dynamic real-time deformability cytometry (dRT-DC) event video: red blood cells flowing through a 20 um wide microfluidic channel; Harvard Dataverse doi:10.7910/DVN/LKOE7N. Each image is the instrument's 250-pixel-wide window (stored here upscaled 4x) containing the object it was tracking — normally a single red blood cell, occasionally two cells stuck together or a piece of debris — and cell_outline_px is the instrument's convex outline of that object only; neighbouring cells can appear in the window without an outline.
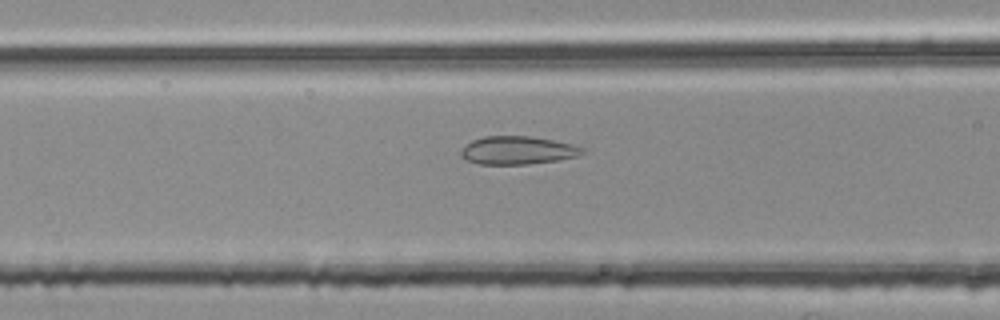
{"species": "common noctule bat (a hibernating species)", "species_latin": "Nyctalus noctula", "temperature_condition": "room temperature", "stored_images_in_passage": 44, "segment_of_instrument_passage": [2, 2], "camera_frame_rate_fps": 3000, "um_per_image_px": 0.085, "animal": {"sex": "female", "body_mass_g": 25.1}, "frame": {"image": 1, "passage_image": 12, "time_ms": 3.667, "image_size_px": [1000, 320], "cell_outline_px": [[584, 152], [576, 156], [556, 160], [528, 164], [480, 164], [468, 160], [460, 156], [460, 152], [472, 140], [484, 136], [532, 136], [572, 144], [584, 148]], "centroid_in_image_um": [43.99, 12.77], "position_along_channel_um": 122.6, "area_um2": 19.65}}
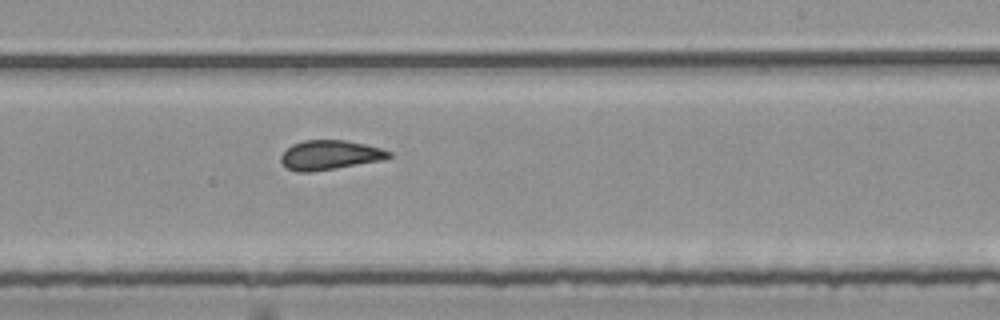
{"frame": {"image": 2, "passage_image": 23, "time_ms": 7.333, "image_size_px": [1000, 320], "cell_outline_px": [[392, 156], [384, 160], [336, 168], [308, 172], [296, 172], [288, 168], [280, 160], [280, 156], [292, 144], [304, 140], [344, 140], [364, 144], [380, 148], [392, 152]], "centroid_in_image_um": [28.05, 13.18], "position_along_channel_um": 261.0, "area_um2": 18.44}}
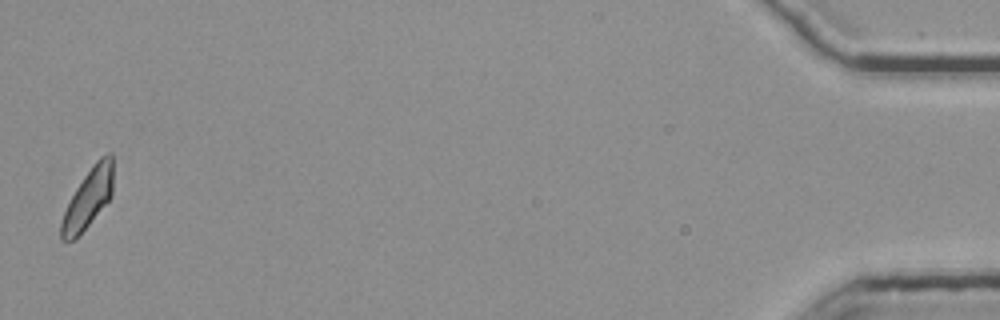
{"frame": {"image": 3, "passage_image": 44, "time_ms": 14.333, "image_size_px": [1000, 320], "cell_outline_px": [[112, 196], [88, 224], [72, 240], [60, 240], [60, 224], [64, 212], [76, 188], [92, 164], [100, 156], [108, 152], [112, 152]], "centroid_in_image_um": [7.49, 16.81], "position_along_channel_um": 427.7, "area_um2": 17.51}}